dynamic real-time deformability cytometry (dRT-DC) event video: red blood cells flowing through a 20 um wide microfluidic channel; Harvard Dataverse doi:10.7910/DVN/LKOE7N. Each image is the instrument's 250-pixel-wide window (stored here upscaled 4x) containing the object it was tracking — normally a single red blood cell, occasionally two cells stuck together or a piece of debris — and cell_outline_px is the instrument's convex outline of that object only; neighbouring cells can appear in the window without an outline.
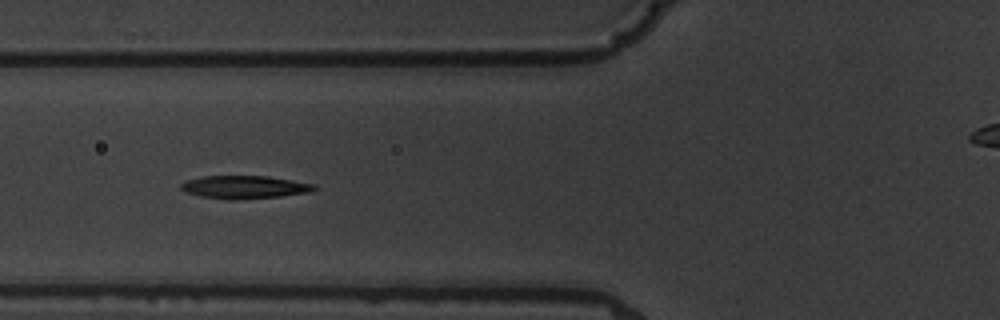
{"species": "common noctule bat (a hibernating species)", "species_latin": "Nyctalus noctula", "temperature_condition": "warm", "stored_images_in_passage": 9, "camera_frame_rate_fps": 3000, "um_per_image_px": 0.085, "animal": {"sex": "male", "body_mass_g": 19.5, "forearm_length_mm": 54.6}, "frame": {"image": 1, "passage_image": 6, "time_ms": 5.667, "image_size_px": [1000, 320], "cell_outline_px": [[316, 188], [308, 192], [280, 196], [240, 200], [228, 200], [200, 196], [184, 192], [180, 188], [180, 184], [188, 180], [204, 176], [268, 176], [316, 184]], "centroid_in_image_um": [20.75, 15.91], "position_along_channel_um": 105.0, "area_um2": 17.86}}
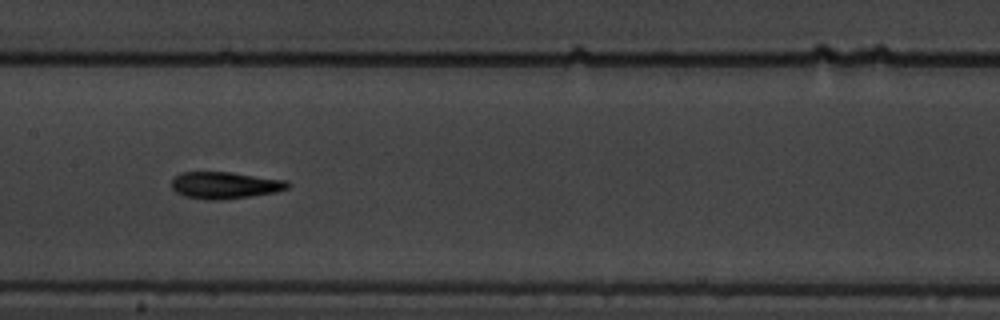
{"frame": {"image": 2, "passage_image": 8, "time_ms": 8.0, "image_size_px": [1000, 320], "cell_outline_px": [[292, 184], [288, 188], [276, 192], [252, 196], [224, 200], [208, 200], [184, 196], [176, 192], [172, 188], [172, 180], [180, 172], [232, 172], [288, 180]], "centroid_in_image_um": [19.16, 15.74], "position_along_channel_um": 188.2, "area_um2": 18.44}}
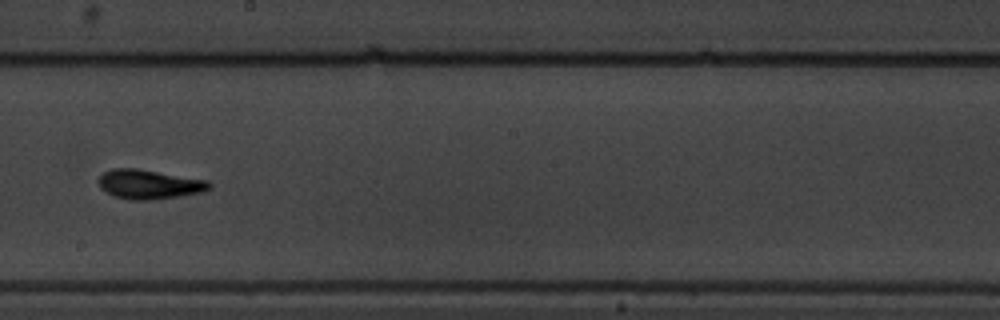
{"frame": {"image": 3, "passage_image": 9, "time_ms": 9.333, "image_size_px": [1000, 320], "cell_outline_px": [[212, 188], [204, 192], [152, 200], [128, 200], [116, 196], [100, 188], [96, 180], [104, 172], [112, 168], [136, 168], [208, 180], [212, 184]], "centroid_in_image_um": [12.69, 15.66], "position_along_channel_um": 235.5, "area_um2": 19.07}}